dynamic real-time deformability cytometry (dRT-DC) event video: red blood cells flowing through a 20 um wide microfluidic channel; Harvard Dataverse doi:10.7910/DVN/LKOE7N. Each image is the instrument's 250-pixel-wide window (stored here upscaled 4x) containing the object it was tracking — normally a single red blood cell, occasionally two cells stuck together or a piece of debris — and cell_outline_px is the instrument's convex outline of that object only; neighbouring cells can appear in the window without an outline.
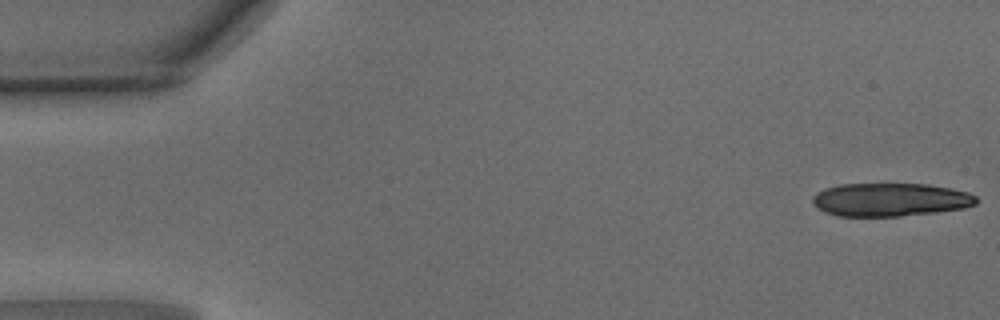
{"species": "common noctule bat (a hibernating species)", "species_latin": "Nyctalus noctula", "temperature_condition": "warm", "stored_images_in_passage": 47, "camera_frame_rate_fps": 3000, "um_per_image_px": 0.085, "animal": {"sex": "male", "body_mass_g": 15.6}, "frame": {"image": 1, "passage_image": 1, "time_ms": 0.0, "image_size_px": [1000, 320], "cell_outline_px": [[976, 204], [964, 208], [936, 212], [900, 216], [836, 216], [824, 212], [812, 204], [812, 196], [816, 192], [824, 188], [840, 184], [928, 184], [952, 188], [968, 192], [976, 196]], "centroid_in_image_um": [75.64, 16.97], "position_along_channel_um": 9.4, "area_um2": 31.96}}
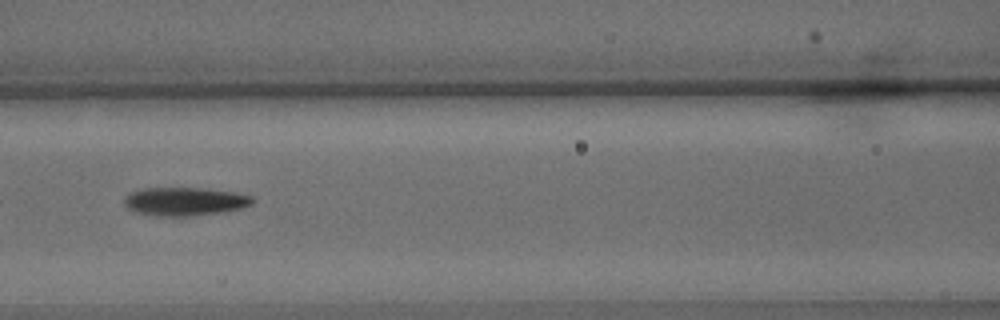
{"frame": {"image": 2, "passage_image": 21, "time_ms": 6.667, "image_size_px": [1000, 320], "cell_outline_px": [[252, 204], [244, 208], [224, 212], [192, 216], [156, 216], [132, 212], [124, 204], [124, 200], [132, 192], [144, 188], [208, 188], [232, 192], [252, 196]], "centroid_in_image_um": [15.72, 17.13], "position_along_channel_um": 150.9, "area_um2": 21.33}}
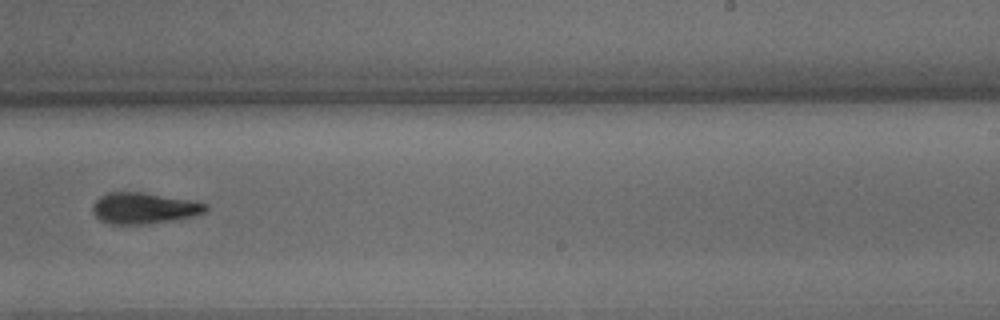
{"frame": {"image": 3, "passage_image": 30, "time_ms": 9.667, "image_size_px": [1000, 320], "cell_outline_px": [[208, 208], [204, 212], [192, 216], [172, 220], [148, 224], [108, 224], [100, 220], [96, 216], [92, 208], [96, 200], [100, 196], [108, 192], [144, 192], [188, 200], [208, 204]], "centroid_in_image_um": [12.21, 17.69], "position_along_channel_um": 276.8, "area_um2": 20.35}, "authors_computed_cell_mechanics": {"area_um2": 20.9236, "velocity_mm_per_s": 4.2141, "shape_relaxation_time_tau1_ms": 3.218, "shape_relaxation_time_tau2_ms": 7.2004, "deformation_change_tau1": 0.1734, "deformation_change_tau2": 0.1794}}